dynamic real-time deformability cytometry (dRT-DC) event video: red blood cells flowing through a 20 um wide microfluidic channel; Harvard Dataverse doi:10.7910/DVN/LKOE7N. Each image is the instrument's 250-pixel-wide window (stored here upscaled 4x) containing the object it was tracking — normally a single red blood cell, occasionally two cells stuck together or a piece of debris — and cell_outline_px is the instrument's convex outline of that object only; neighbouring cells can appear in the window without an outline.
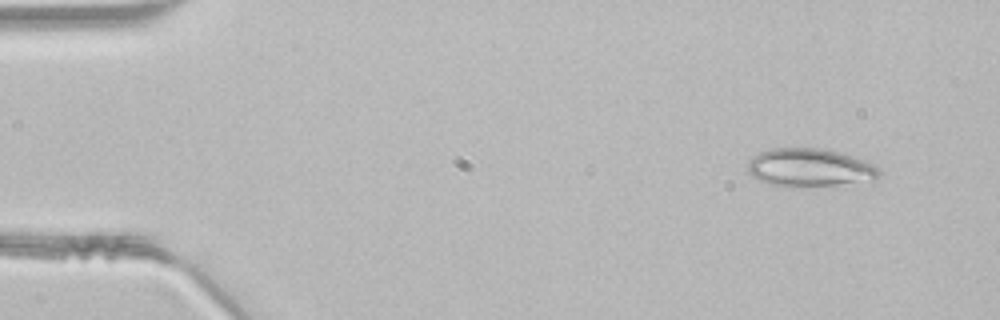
{"species": "common noctule bat (a hibernating species)", "species_latin": "Nyctalus noctula", "temperature_condition": "room temperature", "stored_images_in_passage": 5, "camera_frame_rate_fps": 3000, "um_per_image_px": 0.085, "animal": {"sex": "male", "body_mass_g": 21.5, "forearm_length_mm": 52.0}, "frame": {"image": 1, "passage_image": 3, "time_ms": 0.667, "image_size_px": [1000, 320], "cell_outline_px": [[880, 176], [876, 180], [836, 184], [784, 188], [768, 184], [752, 176], [748, 172], [748, 160], [760, 152], [772, 148], [824, 148], [852, 156], [864, 160], [872, 164], [880, 172]], "centroid_in_image_um": [68.79, 14.25], "position_along_channel_um": 16.2, "area_um2": 29.3}}